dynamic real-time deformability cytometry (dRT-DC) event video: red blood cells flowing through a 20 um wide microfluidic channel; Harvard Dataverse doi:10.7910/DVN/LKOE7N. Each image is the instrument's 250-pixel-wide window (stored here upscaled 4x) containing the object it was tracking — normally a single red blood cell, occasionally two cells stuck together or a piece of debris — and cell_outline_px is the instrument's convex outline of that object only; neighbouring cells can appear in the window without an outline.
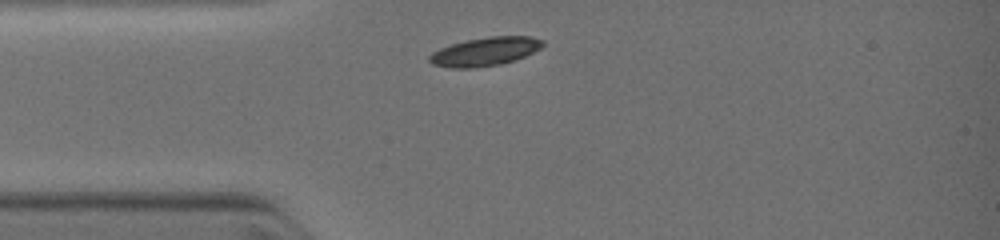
{"species": "common noctule bat (a hibernating species)", "species_latin": "Nyctalus noctula", "temperature_condition": "warm", "stored_images_in_passage": 2, "camera_frame_rate_fps": 3000, "um_per_image_px": 0.085, "animal": {"sex": "female", "body_mass_g": 19.0, "forearm_length_mm": 51.5}, "frame": {"image": 1, "passage_image": 1, "time_ms": 0.0, "image_size_px": [1000, 240], "cell_outline_px": [[544, 44], [540, 48], [524, 56], [500, 64], [476, 68], [452, 68], [432, 64], [428, 60], [428, 56], [432, 52], [440, 48], [464, 40], [488, 36], [528, 36], [544, 40]], "centroid_in_image_um": [41.19, 4.38], "position_along_channel_um": 43.8, "area_um2": 18.84}}